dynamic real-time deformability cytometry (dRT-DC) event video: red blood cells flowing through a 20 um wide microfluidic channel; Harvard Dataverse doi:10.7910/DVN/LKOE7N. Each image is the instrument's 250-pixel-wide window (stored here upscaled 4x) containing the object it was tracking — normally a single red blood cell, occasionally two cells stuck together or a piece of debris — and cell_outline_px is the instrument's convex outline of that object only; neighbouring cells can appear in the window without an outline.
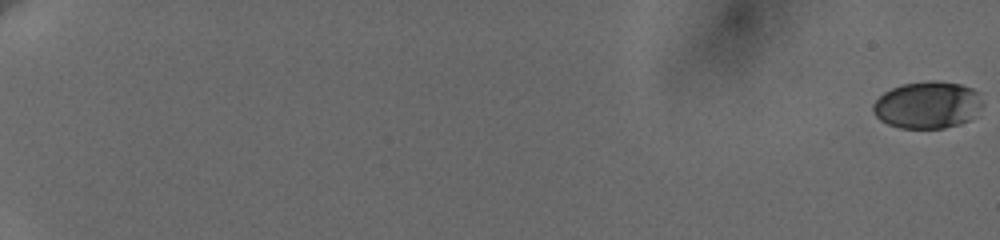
{"species": "human", "species_latin": "Homo sapiens", "temperature_condition": "cold", "stored_images_in_passage": 48, "camera_frame_rate_fps": 3000, "um_per_image_px": 0.085, "donor": {"sex": "female"}, "frame": {"image": 1, "passage_image": 1, "time_ms": 0.0, "image_size_px": [1000, 240], "cell_outline_px": [[980, 104], [968, 120], [960, 124], [944, 128], [900, 128], [888, 124], [880, 120], [876, 116], [872, 108], [872, 104], [884, 92], [892, 88], [904, 84], [960, 84], [972, 88], [976, 92]], "centroid_in_image_um": [78.74, 8.98], "position_along_channel_um": 6.3, "area_um2": 28.61}}
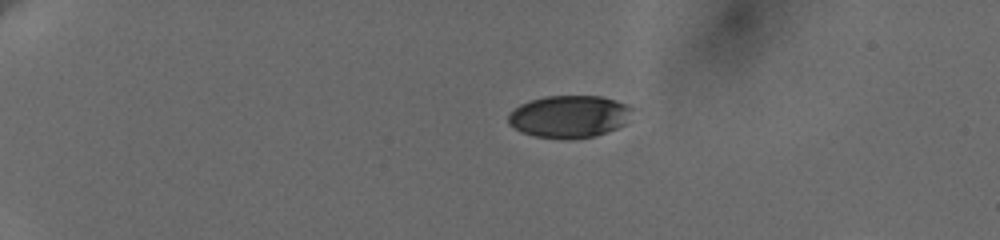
{"frame": {"image": 2, "passage_image": 32, "time_ms": 5.333, "image_size_px": [1000, 240], "cell_outline_px": [[632, 108], [624, 124], [616, 128], [592, 136], [568, 140], [564, 140], [532, 136], [520, 132], [508, 124], [508, 116], [520, 104], [544, 96], [600, 96], [624, 104]], "centroid_in_image_um": [48.31, 9.92], "position_along_channel_um": 36.7, "area_um2": 30.29}}